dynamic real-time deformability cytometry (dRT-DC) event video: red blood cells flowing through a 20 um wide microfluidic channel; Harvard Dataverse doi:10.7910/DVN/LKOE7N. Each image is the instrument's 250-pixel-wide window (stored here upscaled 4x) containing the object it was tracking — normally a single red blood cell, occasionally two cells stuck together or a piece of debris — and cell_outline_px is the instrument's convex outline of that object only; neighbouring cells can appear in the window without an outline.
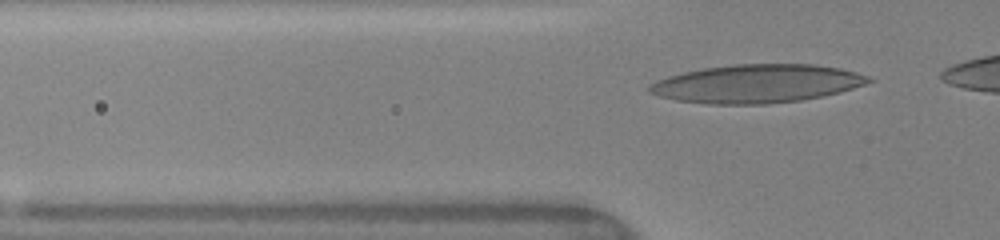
{"species": "human", "species_latin": "Homo sapiens", "temperature_condition": "warm", "stored_images_in_passage": 5, "camera_frame_rate_fps": 3000, "um_per_image_px": 0.085, "donor": {"sex": "female"}, "frame": {"image": 1, "passage_image": 5, "time_ms": 3.333, "image_size_px": [1000, 240], "cell_outline_px": [[876, 80], [840, 92], [800, 100], [764, 104], [708, 104], [676, 100], [660, 96], [648, 92], [648, 84], [656, 80], [668, 76], [700, 68], [736, 64], [816, 64], [840, 68], [856, 72], [868, 76]], "centroid_in_image_um": [64.3, 7.1], "position_along_channel_um": 61.5, "area_um2": 49.01}}